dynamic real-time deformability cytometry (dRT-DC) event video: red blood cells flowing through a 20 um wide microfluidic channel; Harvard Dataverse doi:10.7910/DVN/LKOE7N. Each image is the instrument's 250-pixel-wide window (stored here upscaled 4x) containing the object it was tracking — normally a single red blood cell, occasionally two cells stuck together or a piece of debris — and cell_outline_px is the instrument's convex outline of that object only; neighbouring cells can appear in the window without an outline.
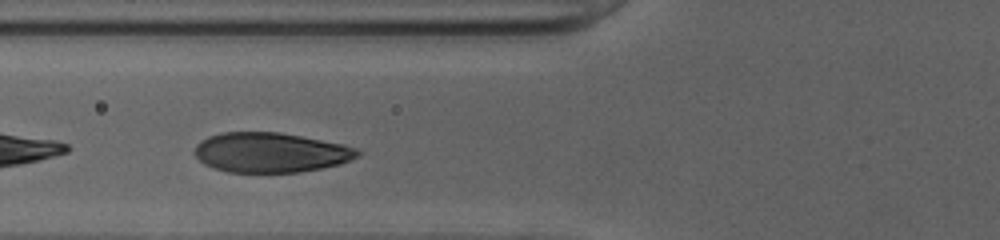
{"species": "human", "species_latin": "Homo sapiens", "temperature_condition": "cold", "stored_images_in_passage": 13, "camera_frame_rate_fps": 3000, "um_per_image_px": 0.085, "donor": {"sex": "female"}, "frame": {"image": 1, "passage_image": 3, "time_ms": 0.667, "image_size_px": [1000, 240], "cell_outline_px": [[360, 156], [340, 164], [300, 172], [228, 172], [212, 168], [204, 164], [192, 152], [196, 144], [200, 140], [208, 136], [224, 132], [280, 132], [344, 144], [356, 148], [360, 152]], "centroid_in_image_um": [22.97, 12.96], "position_along_channel_um": 102.8, "area_um2": 38.03}}
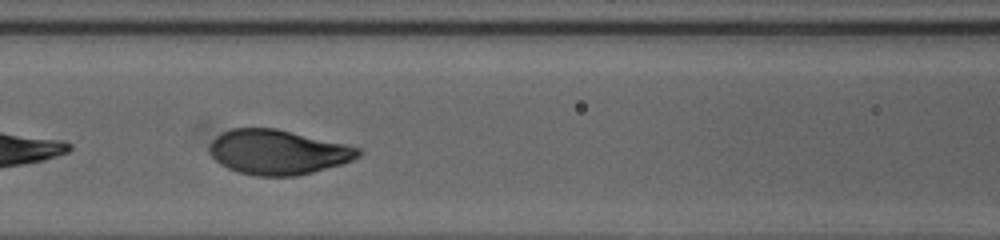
{"frame": {"image": 2, "passage_image": 6, "time_ms": 1.667, "image_size_px": [1000, 240], "cell_outline_px": [[364, 152], [360, 156], [352, 160], [340, 164], [312, 172], [296, 176], [256, 176], [240, 172], [228, 168], [220, 164], [212, 156], [208, 148], [212, 140], [216, 136], [232, 128], [276, 128], [364, 148]], "centroid_in_image_um": [23.65, 12.92], "position_along_channel_um": 142.9, "area_um2": 38.84}}